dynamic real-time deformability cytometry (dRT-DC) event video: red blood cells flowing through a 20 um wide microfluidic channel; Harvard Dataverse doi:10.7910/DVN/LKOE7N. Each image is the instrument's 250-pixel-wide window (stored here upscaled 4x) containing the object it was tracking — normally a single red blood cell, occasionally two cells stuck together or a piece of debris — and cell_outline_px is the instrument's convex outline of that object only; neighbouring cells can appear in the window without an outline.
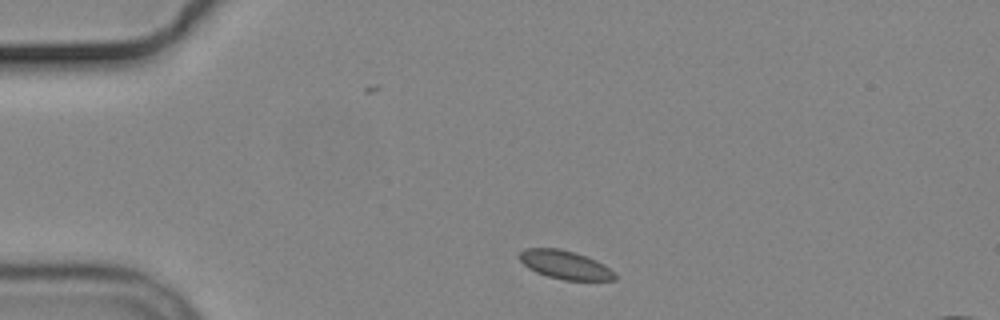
{"species": "common noctule bat (a hibernating species)", "species_latin": "Nyctalus noctula", "temperature_condition": "cold", "stored_images_in_passage": 3, "camera_frame_rate_fps": 3000, "um_per_image_px": 0.085, "animal": {"sex": "male", "body_mass_g": 19.2, "forearm_length_mm": 51.8}, "frame": {"image": 1, "passage_image": 1, "time_ms": 0.0, "image_size_px": [1000, 320], "cell_outline_px": [[616, 280], [564, 280], [548, 276], [536, 272], [528, 268], [516, 256], [524, 248], [560, 248], [576, 252], [588, 256], [604, 264], [616, 276]], "centroid_in_image_um": [48.0, 22.49], "position_along_channel_um": 37.0, "area_um2": 15.95}}